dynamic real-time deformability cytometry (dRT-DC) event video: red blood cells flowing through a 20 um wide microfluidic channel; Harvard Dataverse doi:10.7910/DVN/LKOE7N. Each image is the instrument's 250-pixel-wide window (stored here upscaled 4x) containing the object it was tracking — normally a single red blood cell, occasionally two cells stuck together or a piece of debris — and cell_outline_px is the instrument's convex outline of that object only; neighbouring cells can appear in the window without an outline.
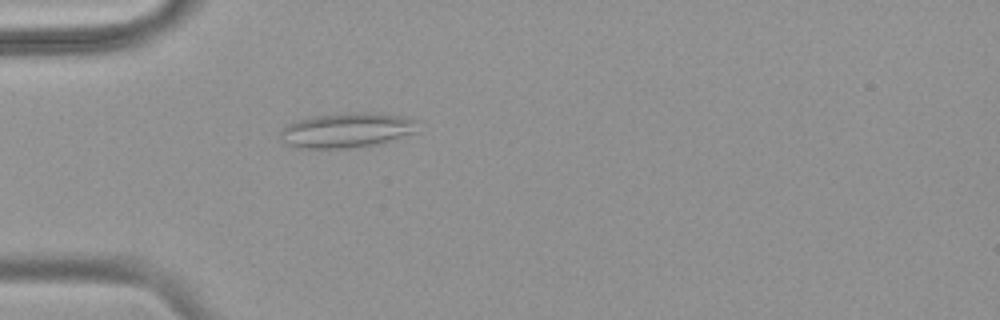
{"species": "common noctule bat (a hibernating species)", "species_latin": "Nyctalus noctula", "temperature_condition": "warm", "stored_images_in_passage": 45, "camera_frame_rate_fps": 3000, "um_per_image_px": 0.085, "animal": {"sex": "female", "body_mass_g": 18.4}, "frame": {"image": 1, "passage_image": 8, "time_ms": 2.333, "image_size_px": [1000, 320], "cell_outline_px": [[420, 120], [416, 132], [380, 144], [348, 148], [296, 148], [288, 144], [284, 140], [280, 132], [288, 124], [296, 120], [312, 116], [344, 112], [372, 112], [404, 116]], "centroid_in_image_um": [29.54, 11.05], "position_along_channel_um": 55.5, "area_um2": 28.26}}
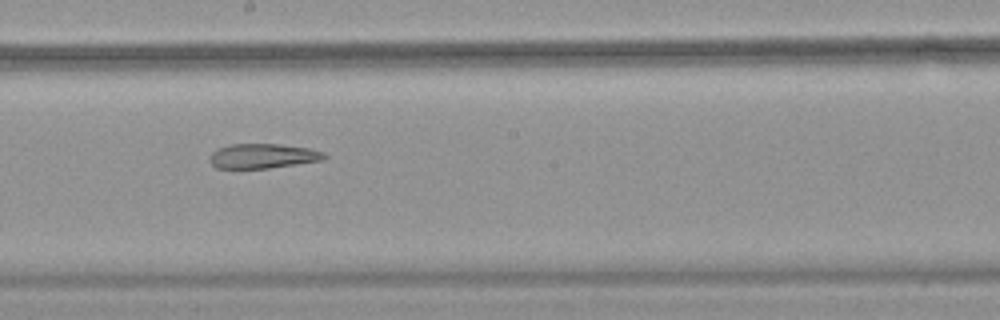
{"frame": {"image": 2, "passage_image": 22, "time_ms": 7.0, "image_size_px": [1000, 320], "cell_outline_px": [[328, 156], [324, 160], [268, 168], [216, 168], [208, 160], [212, 152], [216, 148], [232, 144], [280, 144], [308, 148], [324, 152]], "centroid_in_image_um": [22.33, 13.26], "position_along_channel_um": 225.9, "area_um2": 16.53}}
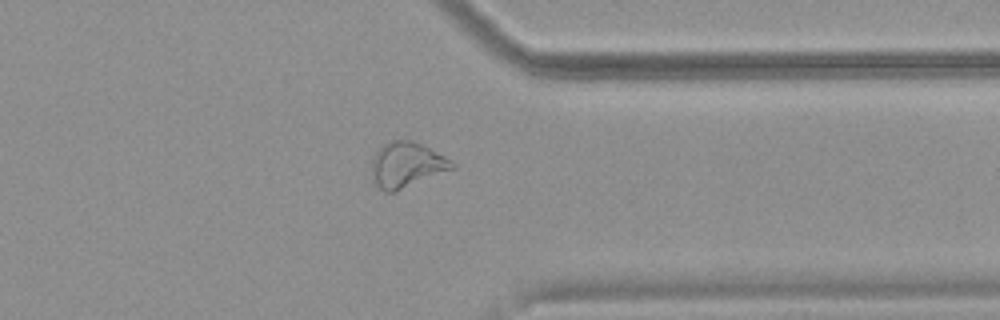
{"frame": {"image": 3, "passage_image": 34, "time_ms": 11.0, "image_size_px": [1000, 320], "cell_outline_px": [[456, 168], [396, 192], [384, 192], [376, 184], [372, 176], [372, 160], [376, 152], [384, 144], [392, 140], [412, 140], [452, 160], [456, 164]], "centroid_in_image_um": [34.58, 14.03], "position_along_channel_um": 376.8, "area_um2": 21.21}, "authors_computed_cell_mechanics": {"area_um2": 21.8484, "velocity_mm_per_s": 3.8466, "shape_relaxation_time_tau1_ms": null, "shape_relaxation_time_tau2_ms": 3.7159, "deformation_change_tau1": null, "deformation_change_tau2": 0.1274}}